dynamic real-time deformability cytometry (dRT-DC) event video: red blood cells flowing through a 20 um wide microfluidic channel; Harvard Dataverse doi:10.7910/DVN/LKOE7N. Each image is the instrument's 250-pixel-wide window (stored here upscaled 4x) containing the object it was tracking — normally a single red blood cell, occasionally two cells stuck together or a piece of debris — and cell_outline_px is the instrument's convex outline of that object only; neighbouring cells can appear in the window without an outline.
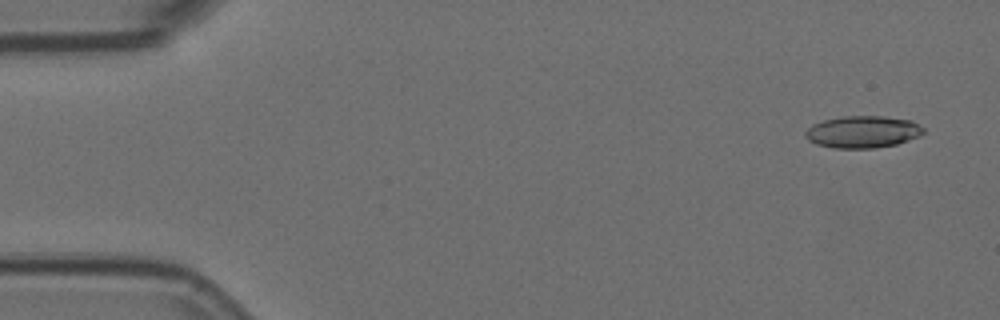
{"species": "Egyptian fruit bat (a non-hibernating species)", "species_latin": "Rousettus aegyptiacus", "temperature_condition": "room temperature", "stored_images_in_passage": 5, "segment_of_instrument_passage": [2, 2], "camera_frame_rate_fps": 3000, "um_per_image_px": 0.085, "animal": {"sex": "female"}, "frame": {"image": 1, "passage_image": 5, "time_ms": 1.333, "image_size_px": [1000, 320], "cell_outline_px": [[924, 132], [920, 136], [896, 144], [872, 148], [832, 148], [816, 144], [808, 140], [804, 136], [804, 132], [812, 124], [824, 120], [844, 116], [884, 116], [912, 120], [924, 128]], "centroid_in_image_um": [73.32, 11.2], "position_along_channel_um": 11.7, "area_um2": 22.14}}